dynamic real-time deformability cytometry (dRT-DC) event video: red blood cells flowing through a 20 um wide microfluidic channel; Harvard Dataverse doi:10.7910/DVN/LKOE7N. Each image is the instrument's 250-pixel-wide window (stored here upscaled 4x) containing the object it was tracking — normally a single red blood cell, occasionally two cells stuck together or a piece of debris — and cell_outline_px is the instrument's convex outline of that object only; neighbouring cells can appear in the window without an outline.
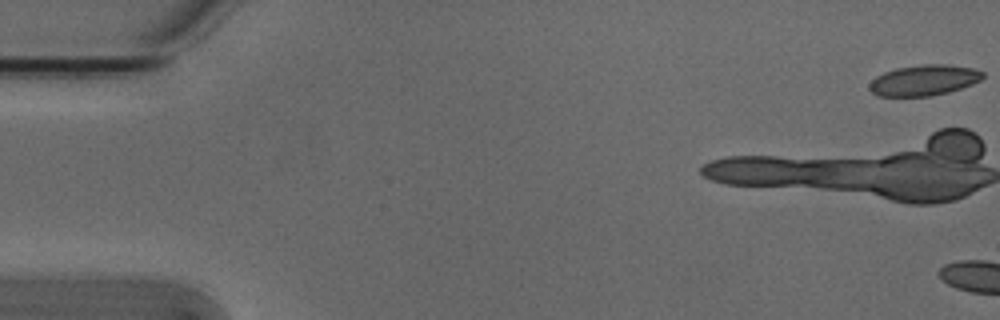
{"species": "Egyptian fruit bat (a non-hibernating species)", "species_latin": "Rousettus aegyptiacus", "temperature_condition": "cold", "stored_images_in_passage": 5, "camera_frame_rate_fps": 3000, "um_per_image_px": 0.085, "animal": {"sex": "male"}, "frame": {"image": 1, "passage_image": 1, "time_ms": 0.0, "image_size_px": [1000, 320], "cell_outline_px": [[984, 76], [980, 80], [972, 84], [948, 92], [928, 96], [876, 96], [868, 88], [868, 84], [876, 76], [884, 72], [896, 68], [924, 64], [948, 64], [972, 68], [984, 72]], "centroid_in_image_um": [78.51, 6.82], "position_along_channel_um": 6.5, "area_um2": 20.29}}